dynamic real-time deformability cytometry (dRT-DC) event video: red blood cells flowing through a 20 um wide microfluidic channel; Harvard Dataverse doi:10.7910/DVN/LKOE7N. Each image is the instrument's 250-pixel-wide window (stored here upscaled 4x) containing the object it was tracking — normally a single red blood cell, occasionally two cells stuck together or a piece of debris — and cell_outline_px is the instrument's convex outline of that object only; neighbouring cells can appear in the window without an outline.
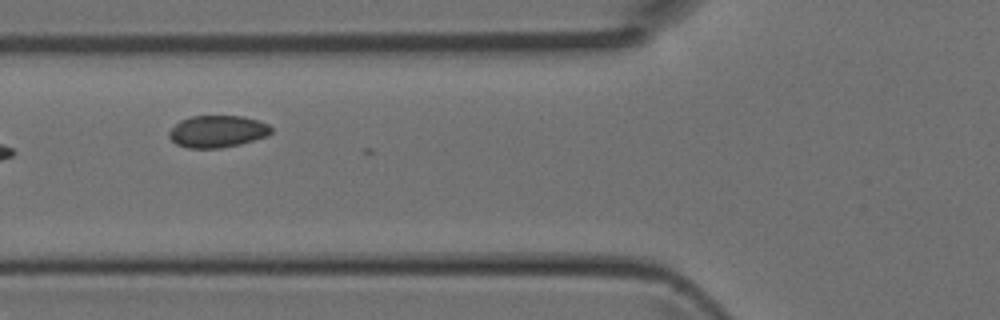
{"species": "Egyptian fruit bat (a non-hibernating species)", "species_latin": "Rousettus aegyptiacus", "temperature_condition": "room temperature", "stored_images_in_passage": 4, "camera_frame_rate_fps": 3000, "um_per_image_px": 0.085, "animal": {"sex": "female"}, "frame": {"image": 1, "passage_image": 4, "time_ms": 1.0, "image_size_px": [1000, 320], "cell_outline_px": [[272, 132], [268, 136], [240, 144], [220, 148], [188, 148], [176, 144], [168, 136], [168, 132], [180, 120], [192, 116], [244, 116], [268, 124], [272, 128]], "centroid_in_image_um": [18.48, 11.17], "position_along_channel_um": 107.3, "area_um2": 19.07}}